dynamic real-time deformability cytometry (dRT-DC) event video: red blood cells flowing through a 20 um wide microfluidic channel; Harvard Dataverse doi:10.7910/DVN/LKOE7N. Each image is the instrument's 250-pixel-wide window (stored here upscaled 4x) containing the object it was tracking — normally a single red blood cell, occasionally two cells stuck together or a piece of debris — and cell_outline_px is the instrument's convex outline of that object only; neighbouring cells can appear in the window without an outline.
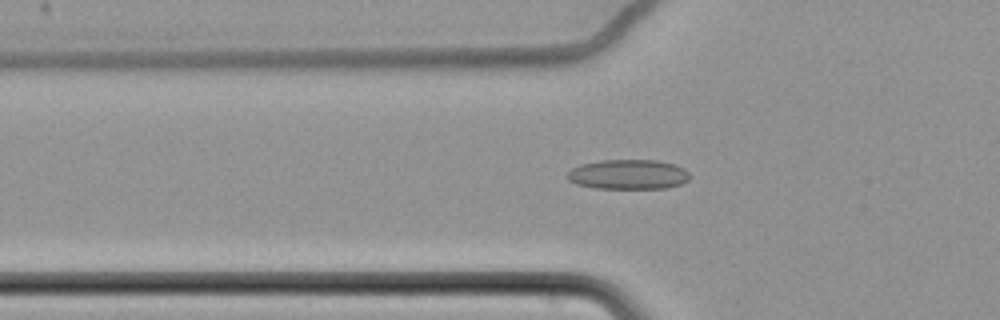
{"species": "common noctule bat (a hibernating species)", "species_latin": "Nyctalus noctula", "temperature_condition": "cold", "stored_images_in_passage": 64, "camera_frame_rate_fps": 3000, "um_per_image_px": 0.085, "animal": {"sex": "female", "body_mass_g": 22.7, "forearm_length_mm": 54.2}, "frame": {"image": 1, "passage_image": 25, "time_ms": 8.0, "image_size_px": [1000, 320], "cell_outline_px": [[688, 180], [680, 184], [668, 188], [596, 188], [576, 184], [568, 180], [568, 172], [572, 168], [580, 164], [600, 160], [656, 160], [676, 164], [684, 168], [688, 172]], "centroid_in_image_um": [53.4, 14.82], "position_along_channel_um": 72.4, "area_um2": 21.27}}
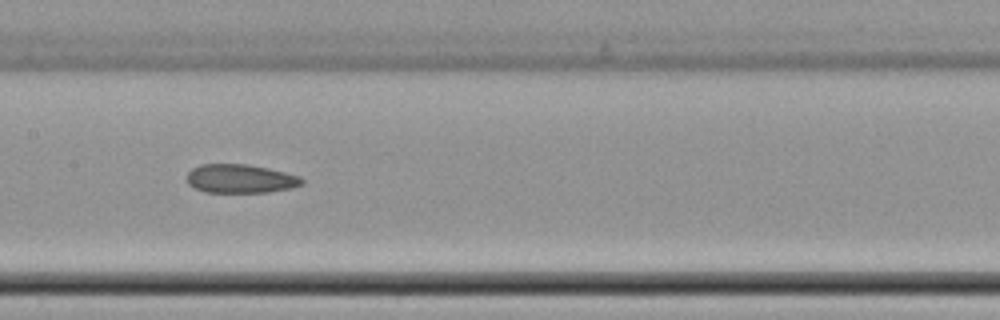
{"frame": {"image": 2, "passage_image": 35, "time_ms": 11.333, "image_size_px": [1000, 320], "cell_outline_px": [[304, 184], [292, 188], [268, 192], [204, 192], [188, 184], [188, 172], [192, 168], [200, 164], [248, 164], [268, 168], [300, 176], [304, 180]], "centroid_in_image_um": [20.46, 15.18], "position_along_channel_um": 186.9, "area_um2": 19.31}}
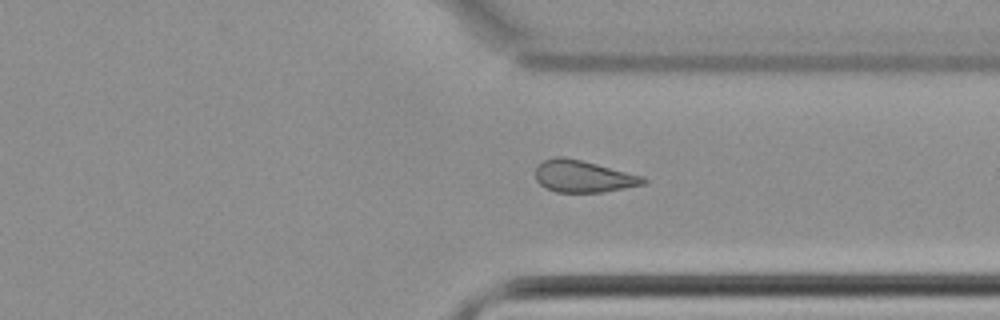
{"frame": {"image": 3, "passage_image": 50, "time_ms": 16.333, "image_size_px": [1000, 320], "cell_outline_px": [[648, 180], [644, 184], [624, 188], [600, 192], [556, 192], [544, 188], [536, 180], [536, 168], [544, 160], [556, 156], [564, 156], [644, 176]], "centroid_in_image_um": [49.56, 14.99], "position_along_channel_um": 361.8, "area_um2": 19.94}, "authors_computed_cell_mechanics": {"area_um2": 21.0681, "velocity_mm_per_s": 3.484, "shape_relaxation_time_tau1_ms": null, "shape_relaxation_time_tau2_ms": 8.2181, "deformation_change_tau1": null, "deformation_change_tau2": 0.1595}}